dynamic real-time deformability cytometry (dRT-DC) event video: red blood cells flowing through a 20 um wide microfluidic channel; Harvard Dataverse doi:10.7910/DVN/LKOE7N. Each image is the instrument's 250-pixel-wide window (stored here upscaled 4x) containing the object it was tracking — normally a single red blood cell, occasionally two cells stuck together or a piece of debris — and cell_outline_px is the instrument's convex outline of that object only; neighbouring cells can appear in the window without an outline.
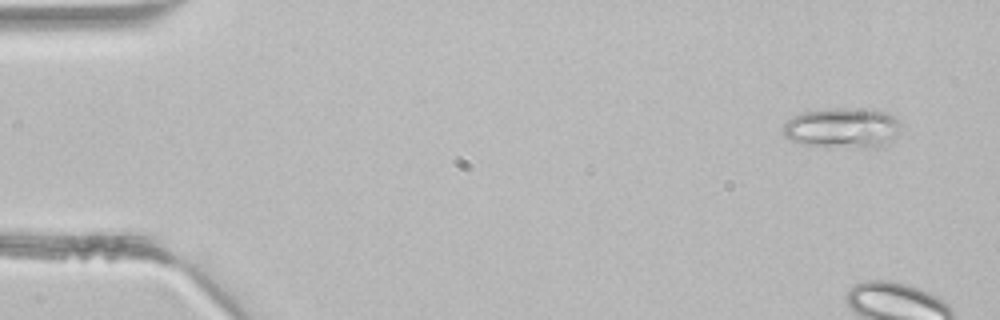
{"species": "common noctule bat (a hibernating species)", "species_latin": "Nyctalus noctula", "temperature_condition": "room temperature", "stored_images_in_passage": 4, "camera_frame_rate_fps": 3000, "um_per_image_px": 0.085, "animal": {"sex": "male", "body_mass_g": 21.5, "forearm_length_mm": 52.0}, "frame": {"image": 1, "passage_image": 1, "time_ms": 0.0, "image_size_px": [1000, 320], "cell_outline_px": [[904, 124], [884, 144], [876, 148], [868, 148], [800, 144], [788, 140], [780, 132], [780, 128], [792, 116], [804, 112], [836, 108], [844, 108], [888, 112]], "centroid_in_image_um": [71.54, 10.88], "position_along_channel_um": 13.5, "area_um2": 27.51}}